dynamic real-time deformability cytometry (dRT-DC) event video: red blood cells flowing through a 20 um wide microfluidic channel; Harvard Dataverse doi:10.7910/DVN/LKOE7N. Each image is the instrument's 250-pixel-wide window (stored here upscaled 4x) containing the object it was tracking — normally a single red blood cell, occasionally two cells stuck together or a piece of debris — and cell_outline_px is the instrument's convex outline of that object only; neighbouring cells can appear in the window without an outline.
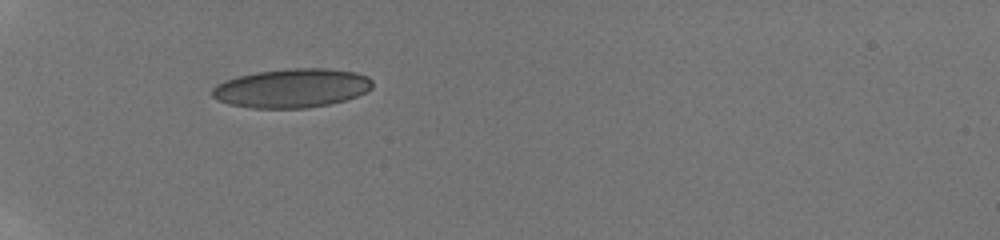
{"species": "human", "species_latin": "Homo sapiens", "temperature_condition": "room temperature", "stored_images_in_passage": 10, "camera_frame_rate_fps": 3000, "um_per_image_px": 0.085, "donor": {"sex": "male"}, "frame": {"image": 1, "passage_image": 1, "time_ms": 0.0, "image_size_px": [1000, 240], "cell_outline_px": [[372, 88], [348, 100], [308, 108], [252, 108], [228, 104], [212, 96], [212, 88], [216, 84], [224, 80], [236, 76], [256, 72], [296, 68], [328, 68], [356, 72], [368, 76], [372, 80]], "centroid_in_image_um": [24.81, 7.49], "position_along_channel_um": 60.2, "area_um2": 36.53}}
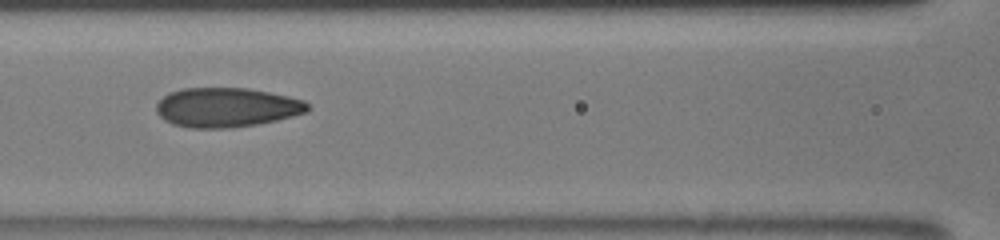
{"frame": {"image": 2, "passage_image": 6, "time_ms": 2.667, "image_size_px": [1000, 240], "cell_outline_px": [[312, 108], [308, 112], [276, 120], [256, 124], [232, 128], [192, 128], [172, 124], [164, 120], [156, 112], [156, 104], [168, 92], [184, 88], [248, 88], [288, 96], [304, 100]], "centroid_in_image_um": [19.26, 9.13], "position_along_channel_um": 147.3, "area_um2": 34.91}}
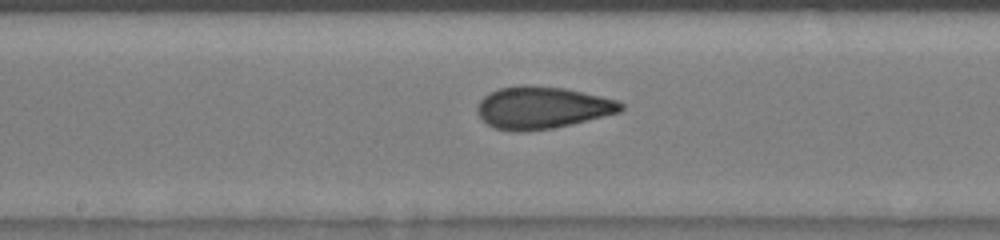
{"frame": {"image": 3, "passage_image": 9, "time_ms": 4.0, "image_size_px": [1000, 240], "cell_outline_px": [[624, 108], [620, 112], [552, 128], [516, 132], [496, 128], [488, 124], [476, 112], [476, 108], [480, 100], [484, 96], [500, 88], [520, 84], [528, 84], [564, 88], [600, 96], [616, 100], [624, 104]], "centroid_in_image_um": [46.06, 9.13], "position_along_channel_um": 202.1, "area_um2": 34.97}}